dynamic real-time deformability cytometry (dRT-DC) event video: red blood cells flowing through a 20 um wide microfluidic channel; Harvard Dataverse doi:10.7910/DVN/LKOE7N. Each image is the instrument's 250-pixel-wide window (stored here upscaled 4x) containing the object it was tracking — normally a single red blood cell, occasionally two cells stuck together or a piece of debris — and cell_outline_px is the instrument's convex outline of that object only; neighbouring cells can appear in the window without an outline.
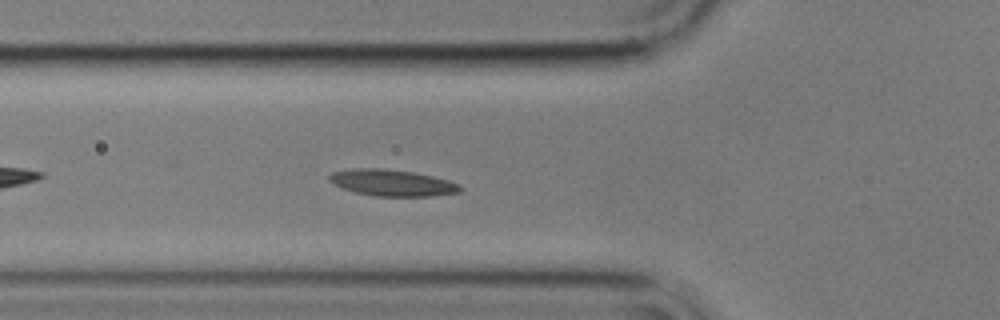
{"species": "common noctule bat (a hibernating species)", "species_latin": "Nyctalus noctula", "temperature_condition": "cold", "stored_images_in_passage": 40, "camera_frame_rate_fps": 3000, "um_per_image_px": 0.085, "animal": {"sex": "male", "body_mass_g": 17.9}, "frame": {"image": 1, "passage_image": 6, "time_ms": 1.667, "image_size_px": [1000, 320], "cell_outline_px": [[464, 188], [460, 192], [428, 196], [376, 196], [356, 192], [344, 188], [328, 180], [328, 176], [332, 172], [352, 168], [384, 168], [412, 172], [432, 176], [448, 180], [460, 184]], "centroid_in_image_um": [33.35, 15.53], "position_along_channel_um": 92.4, "area_um2": 20.06}}
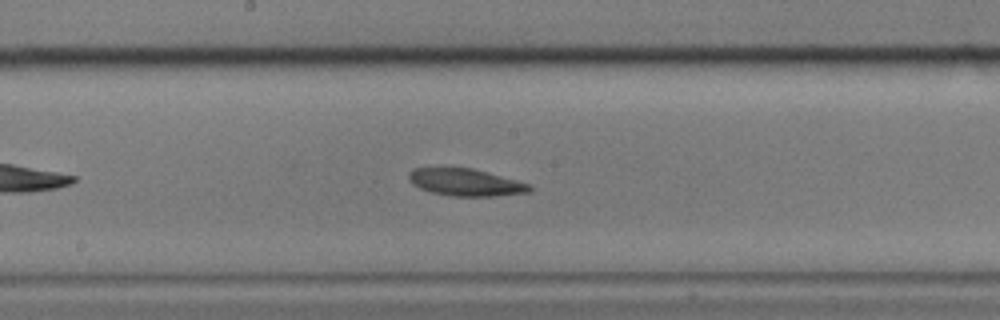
{"frame": {"image": 2, "passage_image": 16, "time_ms": 5.0, "image_size_px": [1000, 320], "cell_outline_px": [[532, 192], [496, 196], [452, 196], [432, 192], [420, 188], [412, 184], [408, 180], [408, 172], [412, 168], [472, 168], [488, 172], [532, 184]], "centroid_in_image_um": [39.6, 15.5], "position_along_channel_um": 208.6, "area_um2": 19.31}}
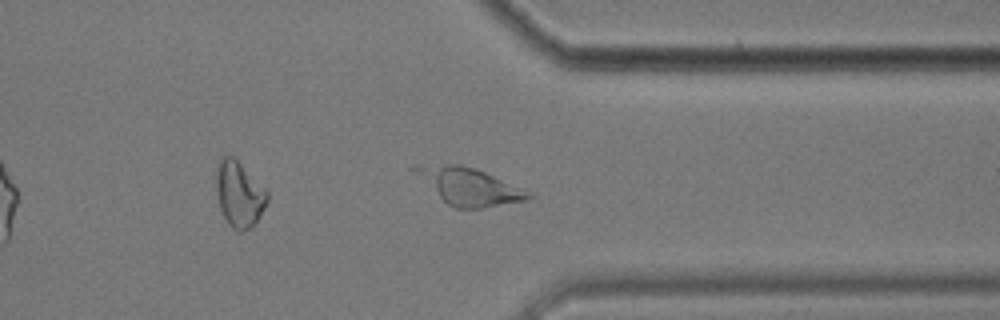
{"frame": {"image": 3, "passage_image": 30, "time_ms": 9.667, "image_size_px": [1000, 320], "cell_outline_px": [[536, 196], [528, 200], [480, 208], [456, 208], [448, 204], [412, 172], [408, 168], [412, 164], [460, 164], [484, 172]], "centroid_in_image_um": [39.77, 15.82], "position_along_channel_um": 371.6, "area_um2": 24.04}}